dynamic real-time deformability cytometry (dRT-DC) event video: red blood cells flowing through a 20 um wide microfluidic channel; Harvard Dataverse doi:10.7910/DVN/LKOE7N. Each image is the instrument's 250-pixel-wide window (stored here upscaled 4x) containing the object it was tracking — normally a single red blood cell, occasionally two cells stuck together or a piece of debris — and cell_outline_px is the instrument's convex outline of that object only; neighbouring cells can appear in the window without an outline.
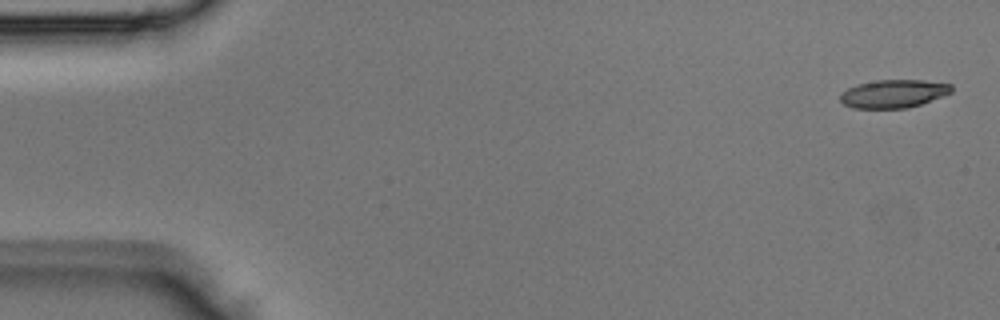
{"species": "Egyptian fruit bat (a non-hibernating species)", "species_latin": "Rousettus aegyptiacus", "temperature_condition": "room temperature", "stored_images_in_passage": 4, "camera_frame_rate_fps": 3000, "um_per_image_px": 0.085, "animal": {"sex": "male"}, "frame": {"image": 1, "passage_image": 1, "time_ms": 0.0, "image_size_px": [1000, 320], "cell_outline_px": [[952, 92], [920, 104], [908, 108], [852, 108], [844, 104], [840, 100], [840, 92], [856, 84], [876, 80], [924, 80], [952, 84]], "centroid_in_image_um": [75.92, 7.96], "position_along_channel_um": 9.1, "area_um2": 18.26}}
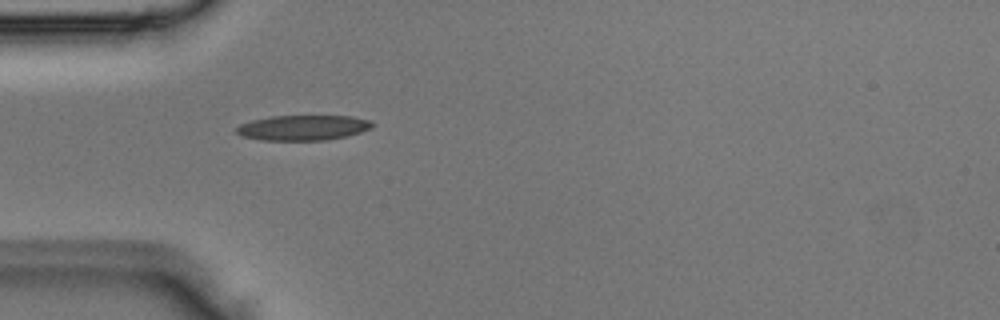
{"frame": {"image": 2, "passage_image": 4, "time_ms": 1.0, "image_size_px": [1000, 320], "cell_outline_px": [[376, 124], [372, 128], [360, 132], [344, 136], [324, 140], [260, 140], [240, 136], [236, 132], [236, 128], [240, 124], [252, 120], [272, 116], [352, 116], [372, 120]], "centroid_in_image_um": [25.77, 10.85], "position_along_channel_um": 59.2, "area_um2": 20.0}}